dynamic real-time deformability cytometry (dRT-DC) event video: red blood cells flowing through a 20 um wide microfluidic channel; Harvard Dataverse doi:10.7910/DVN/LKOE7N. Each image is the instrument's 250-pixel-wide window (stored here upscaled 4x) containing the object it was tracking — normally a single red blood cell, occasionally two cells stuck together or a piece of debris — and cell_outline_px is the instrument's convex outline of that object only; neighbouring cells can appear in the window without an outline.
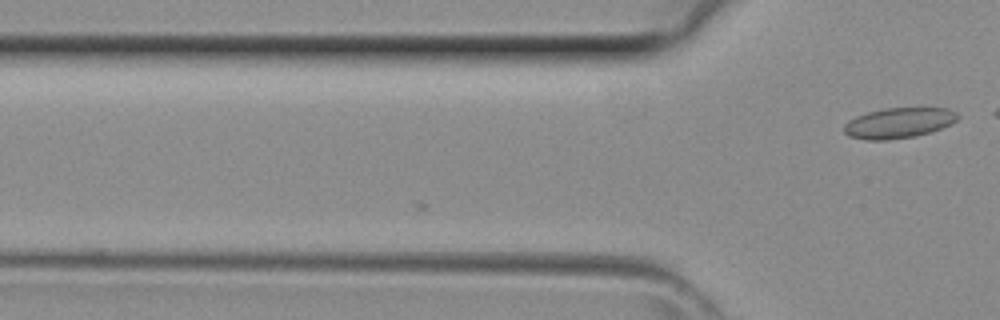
{"species": "common noctule bat (a hibernating species)", "species_latin": "Nyctalus noctula", "temperature_condition": "room temperature", "stored_images_in_passage": 4, "camera_frame_rate_fps": 3000, "um_per_image_px": 0.085, "animal": {"sex": "female", "body_mass_g": 29.2, "forearm_length_mm": 56.3}, "frame": {"image": 1, "passage_image": 4, "time_ms": 1.0, "image_size_px": [1000, 320], "cell_outline_px": [[960, 116], [952, 124], [932, 132], [916, 136], [888, 140], [864, 140], [848, 136], [844, 132], [844, 124], [848, 120], [856, 116], [868, 112], [884, 108], [948, 108], [956, 112]], "centroid_in_image_um": [76.39, 10.46], "position_along_channel_um": 49.4, "area_um2": 20.4}}